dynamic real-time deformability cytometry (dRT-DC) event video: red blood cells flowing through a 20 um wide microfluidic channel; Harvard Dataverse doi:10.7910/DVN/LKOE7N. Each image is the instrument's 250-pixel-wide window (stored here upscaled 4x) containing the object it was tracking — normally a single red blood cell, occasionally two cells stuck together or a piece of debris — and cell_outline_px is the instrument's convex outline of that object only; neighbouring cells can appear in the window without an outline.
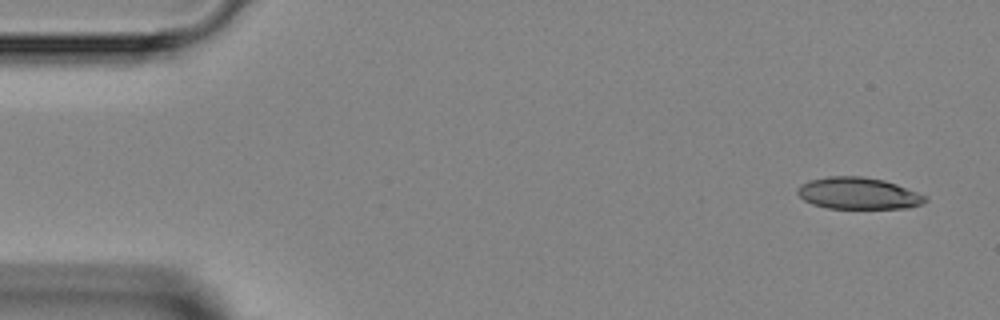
{"species": "Egyptian fruit bat (a non-hibernating species)", "species_latin": "Rousettus aegyptiacus", "temperature_condition": "room temperature", "stored_images_in_passage": 4, "camera_frame_rate_fps": 3000, "um_per_image_px": 0.085, "animal": {"sex": "female"}, "frame": {"image": 1, "passage_image": 1, "time_ms": 0.0, "image_size_px": [1000, 320], "cell_outline_px": [[928, 200], [920, 204], [908, 208], [828, 208], [812, 204], [804, 200], [796, 192], [796, 188], [800, 184], [808, 180], [828, 176], [860, 176], [884, 180], [896, 184], [928, 196]], "centroid_in_image_um": [72.93, 16.43], "position_along_channel_um": 12.1, "area_um2": 23.7}}
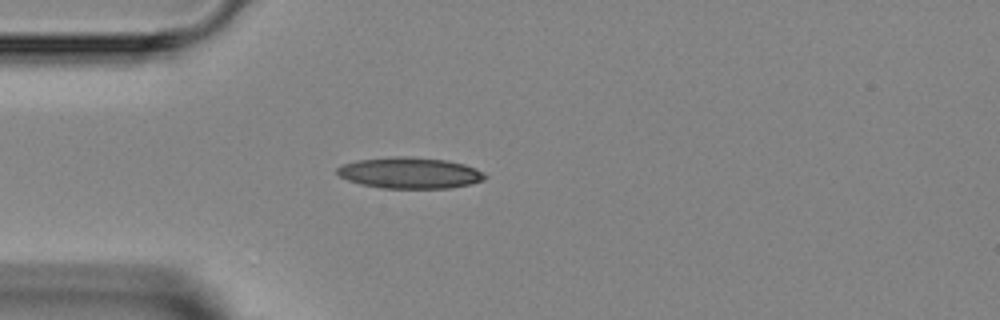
{"frame": {"image": 2, "passage_image": 4, "time_ms": 3.333, "image_size_px": [1000, 320], "cell_outline_px": [[488, 176], [484, 180], [472, 184], [452, 188], [380, 188], [360, 184], [348, 180], [340, 176], [336, 172], [336, 168], [340, 164], [356, 160], [392, 156], [408, 156], [448, 160], [464, 164], [476, 168], [484, 172]], "centroid_in_image_um": [34.84, 14.69], "position_along_channel_um": 50.2, "area_um2": 27.28}}